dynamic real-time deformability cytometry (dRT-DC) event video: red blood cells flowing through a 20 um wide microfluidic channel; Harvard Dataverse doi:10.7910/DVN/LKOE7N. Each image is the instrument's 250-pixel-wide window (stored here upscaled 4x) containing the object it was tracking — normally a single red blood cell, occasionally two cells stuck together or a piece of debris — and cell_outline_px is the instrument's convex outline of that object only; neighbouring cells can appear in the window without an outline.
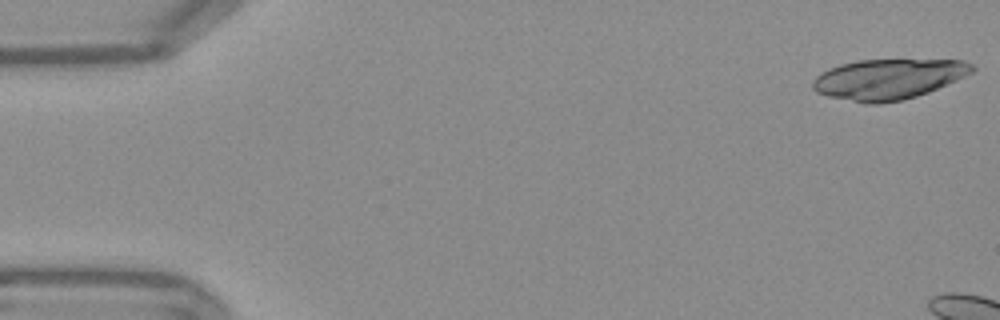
{"species": "Egyptian fruit bat (a non-hibernating species)", "species_latin": "Rousettus aegyptiacus", "temperature_condition": "warm", "stored_images_in_passage": 7, "camera_frame_rate_fps": 3000, "um_per_image_px": 0.085, "frame": {"image": 1, "passage_image": 1, "time_ms": 0.0, "image_size_px": [1000, 320], "cell_outline_px": [[976, 68], [972, 72], [956, 80], [928, 92], [904, 100], [880, 104], [868, 104], [828, 96], [816, 92], [812, 88], [812, 80], [816, 76], [828, 68], [840, 64], [860, 60], [964, 60], [972, 64]], "centroid_in_image_um": [75.48, 6.73], "position_along_channel_um": 9.5, "area_um2": 37.45}}